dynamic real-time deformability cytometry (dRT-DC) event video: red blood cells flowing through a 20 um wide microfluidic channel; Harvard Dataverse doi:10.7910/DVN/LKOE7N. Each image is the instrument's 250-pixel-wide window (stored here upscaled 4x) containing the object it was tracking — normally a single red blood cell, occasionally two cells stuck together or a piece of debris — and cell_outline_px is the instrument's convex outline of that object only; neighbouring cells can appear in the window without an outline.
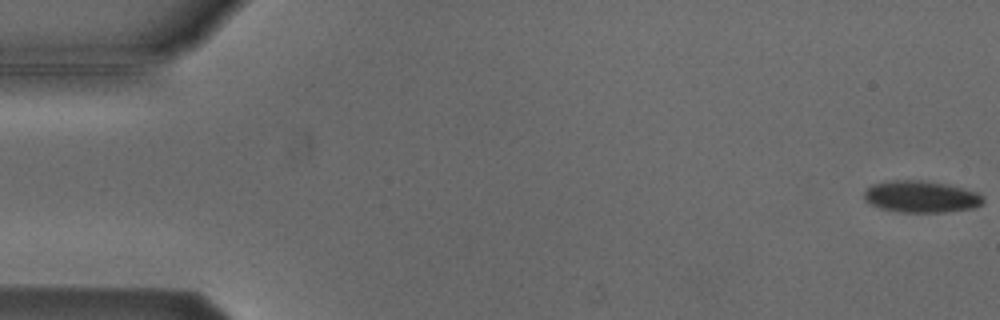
{"species": "Egyptian fruit bat (a non-hibernating species)", "species_latin": "Rousettus aegyptiacus", "temperature_condition": "cold", "stored_images_in_passage": 3, "camera_frame_rate_fps": 3000, "um_per_image_px": 0.085, "animal": {"sex": "male"}, "frame": {"image": 1, "passage_image": 1, "time_ms": 0.0, "image_size_px": [1000, 320], "cell_outline_px": [[984, 204], [976, 208], [944, 212], [896, 212], [880, 208], [864, 200], [864, 192], [872, 184], [888, 180], [928, 180], [948, 184], [976, 192], [984, 196]], "centroid_in_image_um": [78.32, 16.71], "position_along_channel_um": 6.7, "area_um2": 22.37}}